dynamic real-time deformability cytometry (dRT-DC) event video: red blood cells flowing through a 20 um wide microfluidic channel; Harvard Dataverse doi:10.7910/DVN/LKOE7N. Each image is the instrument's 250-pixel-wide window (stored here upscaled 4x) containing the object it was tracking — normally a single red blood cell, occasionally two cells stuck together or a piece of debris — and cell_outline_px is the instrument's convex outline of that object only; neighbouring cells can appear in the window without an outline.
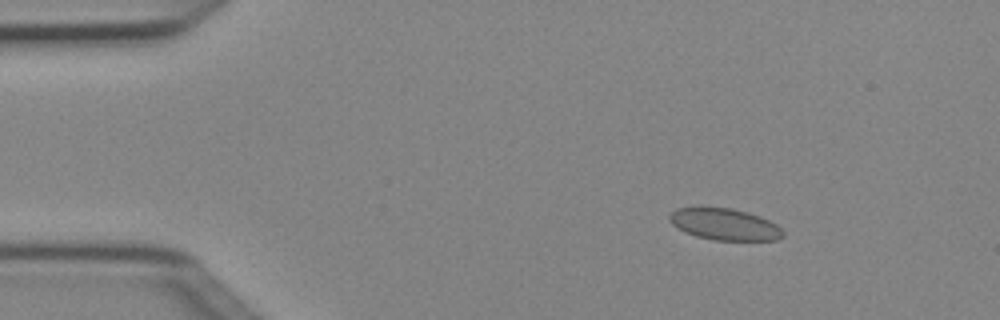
{"species": "Egyptian fruit bat (a non-hibernating species)", "species_latin": "Rousettus aegyptiacus", "temperature_condition": "cold", "stored_images_in_passage": 4, "camera_frame_rate_fps": 3000, "um_per_image_px": 0.085, "animal": {"sex": "female"}, "frame": {"image": 1, "passage_image": 2, "time_ms": 0.333, "image_size_px": [1000, 320], "cell_outline_px": [[784, 236], [776, 240], [712, 240], [696, 236], [672, 224], [668, 220], [668, 216], [676, 208], [732, 208], [748, 212], [760, 216], [776, 224], [784, 232]], "centroid_in_image_um": [61.62, 19.07], "position_along_channel_um": 23.4, "area_um2": 20.69}}